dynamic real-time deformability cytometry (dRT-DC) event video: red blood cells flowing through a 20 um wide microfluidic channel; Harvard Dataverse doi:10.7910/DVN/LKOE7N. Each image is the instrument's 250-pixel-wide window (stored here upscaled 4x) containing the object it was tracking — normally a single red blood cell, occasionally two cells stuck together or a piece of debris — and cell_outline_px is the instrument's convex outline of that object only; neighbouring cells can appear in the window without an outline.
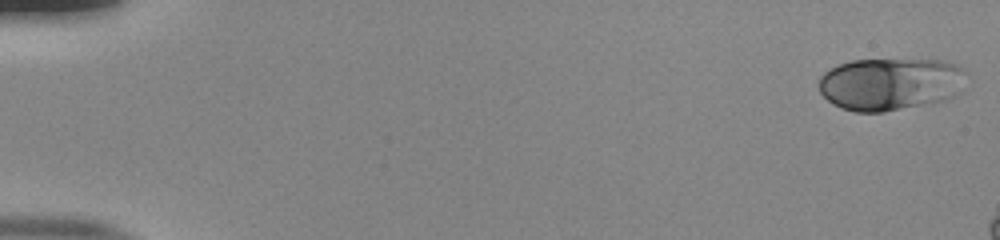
{"species": "human", "species_latin": "Homo sapiens", "temperature_condition": "room temperature", "stored_images_in_passage": 16, "camera_frame_rate_fps": 3000, "um_per_image_px": 0.085, "donor": {"sex": "male"}, "frame": {"image": 1, "passage_image": 1, "time_ms": 0.0, "image_size_px": [1000, 240], "cell_outline_px": [[968, 72], [964, 92], [956, 96], [932, 104], [884, 112], [856, 112], [840, 108], [832, 104], [820, 92], [820, 76], [824, 72], [840, 64], [852, 60], [944, 60], [956, 64], [964, 68]], "centroid_in_image_um": [75.79, 7.15], "position_along_channel_um": 9.2, "area_um2": 46.12}}